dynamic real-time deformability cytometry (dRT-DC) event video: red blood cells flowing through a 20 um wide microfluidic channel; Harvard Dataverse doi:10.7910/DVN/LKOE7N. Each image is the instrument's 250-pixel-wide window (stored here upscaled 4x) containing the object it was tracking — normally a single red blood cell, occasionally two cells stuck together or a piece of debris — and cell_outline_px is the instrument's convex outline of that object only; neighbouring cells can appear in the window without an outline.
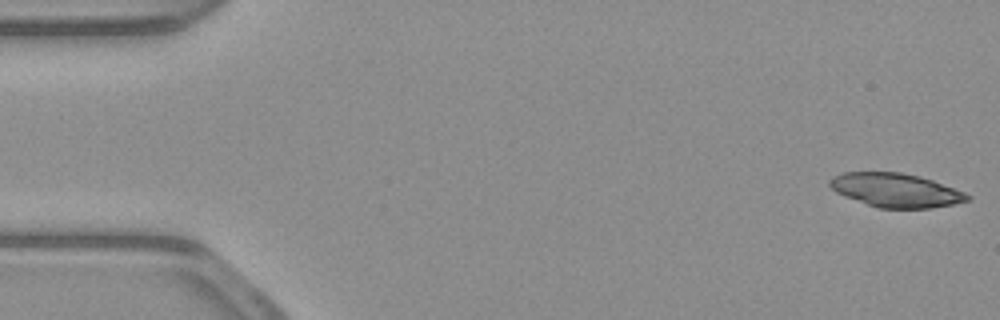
{"species": "common noctule bat (a hibernating species)", "species_latin": "Nyctalus noctula", "temperature_condition": "warm", "stored_images_in_passage": 46, "camera_frame_rate_fps": 3000, "um_per_image_px": 0.085, "animal": {"sex": "male", "body_mass_g": 23.1, "forearm_length_mm": 52.7}, "frame": {"image": 1, "passage_image": 1, "time_ms": 0.0, "image_size_px": [1000, 320], "cell_outline_px": [[972, 196], [968, 200], [952, 204], [932, 208], [876, 208], [844, 196], [836, 192], [828, 184], [828, 180], [832, 176], [844, 172], [900, 172], [920, 176], [932, 180], [964, 192]], "centroid_in_image_um": [76.1, 16.17], "position_along_channel_um": 8.9, "area_um2": 27.17}}